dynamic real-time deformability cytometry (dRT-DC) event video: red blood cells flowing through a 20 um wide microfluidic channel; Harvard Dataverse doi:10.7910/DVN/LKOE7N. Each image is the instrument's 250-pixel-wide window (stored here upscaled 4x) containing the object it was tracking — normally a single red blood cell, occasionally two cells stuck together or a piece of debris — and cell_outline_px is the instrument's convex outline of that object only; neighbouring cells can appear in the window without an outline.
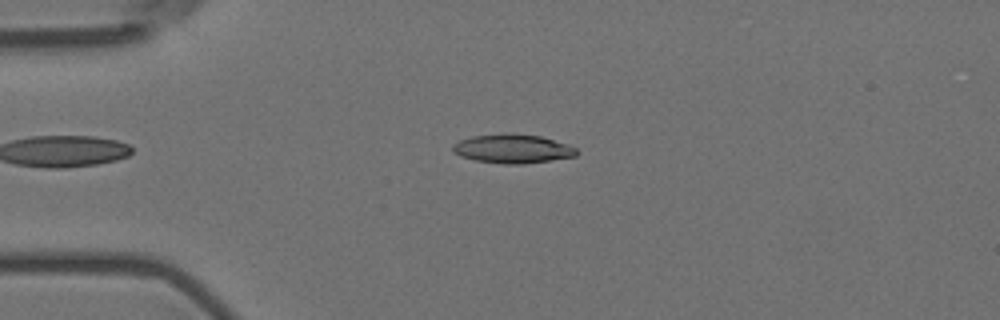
{"species": "Egyptian fruit bat (a non-hibernating species)", "species_latin": "Rousettus aegyptiacus", "temperature_condition": "room temperature", "stored_images_in_passage": 55, "camera_frame_rate_fps": 3000, "um_per_image_px": 0.085, "animal": {"sex": "female"}, "frame": {"image": 1, "passage_image": 13, "time_ms": 4.0, "image_size_px": [1000, 320], "cell_outline_px": [[580, 152], [576, 156], [524, 164], [504, 164], [476, 160], [460, 156], [452, 152], [452, 144], [460, 140], [472, 136], [512, 132], [540, 136], [568, 144], [576, 148]], "centroid_in_image_um": [43.57, 12.63], "position_along_channel_um": 41.4, "area_um2": 21.1}}
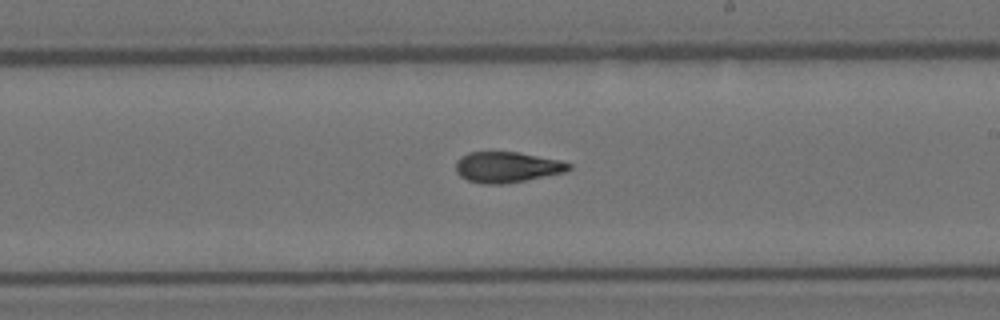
{"frame": {"image": 2, "passage_image": 32, "time_ms": 10.333, "image_size_px": [1000, 320], "cell_outline_px": [[572, 168], [564, 172], [524, 180], [500, 184], [484, 184], [468, 180], [460, 176], [456, 172], [456, 160], [460, 156], [468, 152], [516, 152], [560, 160], [572, 164]], "centroid_in_image_um": [43.06, 14.2], "position_along_channel_um": 245.9, "area_um2": 20.06}}
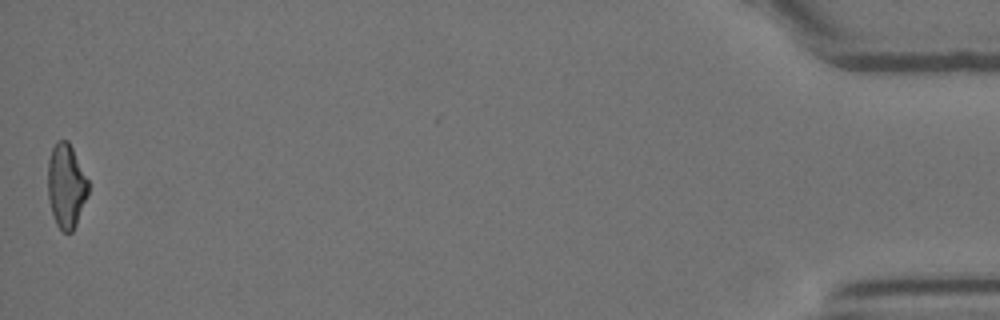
{"frame": {"image": 3, "passage_image": 55, "time_ms": 18.0, "image_size_px": [1000, 320], "cell_outline_px": [[88, 196], [76, 224], [72, 232], [64, 232], [56, 224], [52, 216], [48, 196], [48, 160], [52, 148], [56, 140], [68, 140], [88, 180]], "centroid_in_image_um": [5.61, 15.8], "position_along_channel_um": 429.6, "area_um2": 19.83}, "authors_computed_cell_mechanics": {"area_um2": 19.9988, "velocity_mm_per_s": 3.633, "shape_relaxation_time_tau1_ms": 5.4244, "shape_relaxation_time_tau2_ms": 3.6395, "deformation_change_tau1": 0.1917, "deformation_change_tau2": 0.1235}}